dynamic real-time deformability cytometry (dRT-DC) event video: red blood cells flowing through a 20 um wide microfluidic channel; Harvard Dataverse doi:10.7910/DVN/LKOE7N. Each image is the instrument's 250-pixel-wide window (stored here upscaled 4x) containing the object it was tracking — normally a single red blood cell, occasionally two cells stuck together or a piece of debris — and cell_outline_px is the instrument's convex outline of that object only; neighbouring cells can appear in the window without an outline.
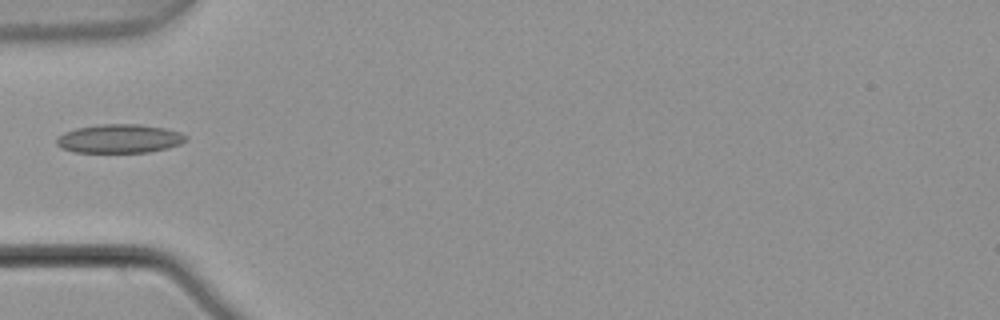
{"species": "common noctule bat (a hibernating species)", "species_latin": "Nyctalus noctula", "temperature_condition": "warm", "stored_images_in_passage": 3, "camera_frame_rate_fps": 3000, "um_per_image_px": 0.085, "animal": {"sex": "male", "body_mass_g": 21.5, "forearm_length_mm": 52.0}, "frame": {"image": 1, "passage_image": 3, "time_ms": 0.667, "image_size_px": [1000, 320], "cell_outline_px": [[188, 140], [180, 144], [168, 148], [148, 152], [76, 152], [64, 148], [56, 144], [56, 140], [64, 132], [76, 128], [100, 124], [140, 124], [164, 128], [180, 132], [188, 136]], "centroid_in_image_um": [10.2, 11.78], "position_along_channel_um": 74.8, "area_um2": 21.62}}